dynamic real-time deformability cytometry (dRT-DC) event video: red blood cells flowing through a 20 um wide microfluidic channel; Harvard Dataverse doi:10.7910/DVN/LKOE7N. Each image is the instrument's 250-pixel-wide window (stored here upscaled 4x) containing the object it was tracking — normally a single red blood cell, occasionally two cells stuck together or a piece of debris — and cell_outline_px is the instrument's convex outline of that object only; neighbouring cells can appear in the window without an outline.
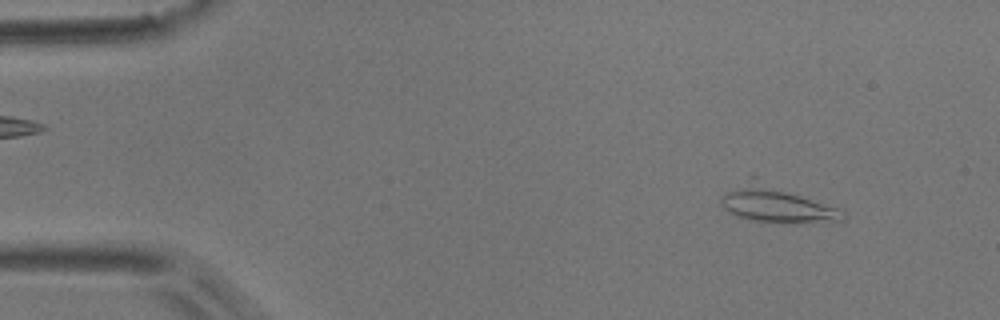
{"species": "common noctule bat (a hibernating species)", "species_latin": "Nyctalus noctula", "temperature_condition": "room temperature", "stored_images_in_passage": 53, "camera_frame_rate_fps": 3000, "um_per_image_px": 0.085, "animal": {"sex": "male", "body_mass_g": 17.9}, "frame": {"image": 1, "passage_image": 5, "time_ms": 1.333, "image_size_px": [1000, 320], "cell_outline_px": [[848, 216], [844, 220], [792, 224], [756, 220], [736, 216], [728, 212], [720, 204], [720, 196], [724, 192], [752, 172], [844, 208]], "centroid_in_image_um": [66.06, 17.25], "position_along_channel_um": 18.9, "area_um2": 28.5}}
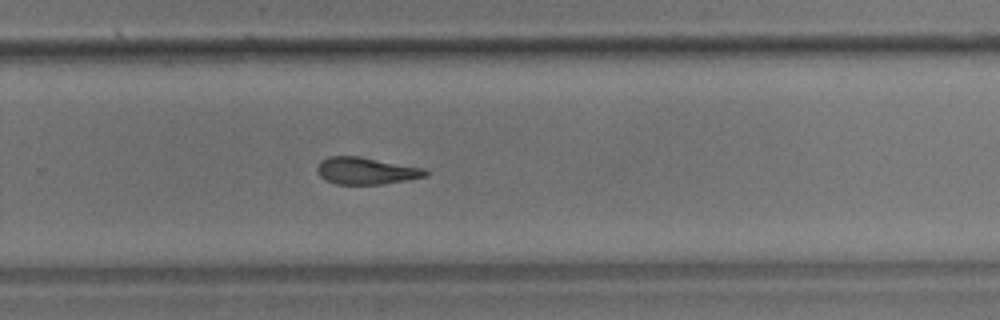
{"frame": {"image": 2, "passage_image": 35, "time_ms": 11.333, "image_size_px": [1000, 320], "cell_outline_px": [[428, 176], [408, 180], [384, 184], [336, 184], [324, 180], [320, 176], [316, 168], [320, 160], [328, 156], [360, 156], [424, 168], [428, 172]], "centroid_in_image_um": [31.11, 14.52], "position_along_channel_um": 298.7, "area_um2": 17.22}}
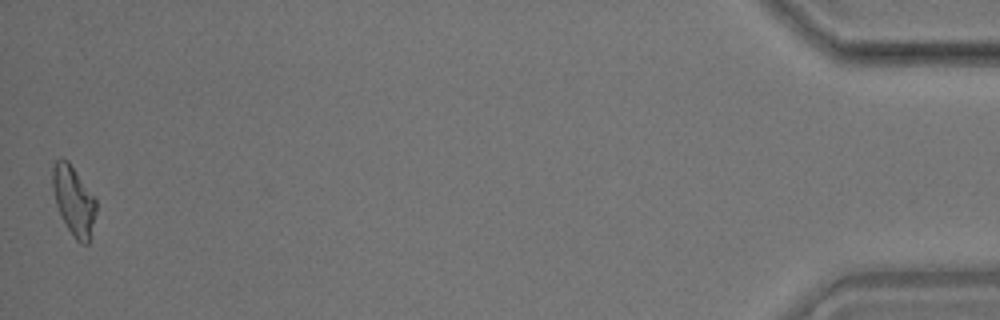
{"frame": {"image": 3, "passage_image": 53, "time_ms": 17.333, "image_size_px": [1000, 320], "cell_outline_px": [[96, 212], [88, 244], [80, 244], [72, 236], [56, 204], [52, 188], [52, 164], [56, 160], [68, 160], [96, 200]], "centroid_in_image_um": [6.25, 17.06], "position_along_channel_um": 428.9, "area_um2": 17.28}, "authors_computed_cell_mechanics": {"area_um2": 17.9758, "velocity_mm_per_s": 3.7005, "shape_relaxation_time_tau1_ms": 11.2375, "shape_relaxation_time_tau2_ms": 10.4237, "deformation_change_tau1": 0.2429, "deformation_change_tau2": 0.2116}}